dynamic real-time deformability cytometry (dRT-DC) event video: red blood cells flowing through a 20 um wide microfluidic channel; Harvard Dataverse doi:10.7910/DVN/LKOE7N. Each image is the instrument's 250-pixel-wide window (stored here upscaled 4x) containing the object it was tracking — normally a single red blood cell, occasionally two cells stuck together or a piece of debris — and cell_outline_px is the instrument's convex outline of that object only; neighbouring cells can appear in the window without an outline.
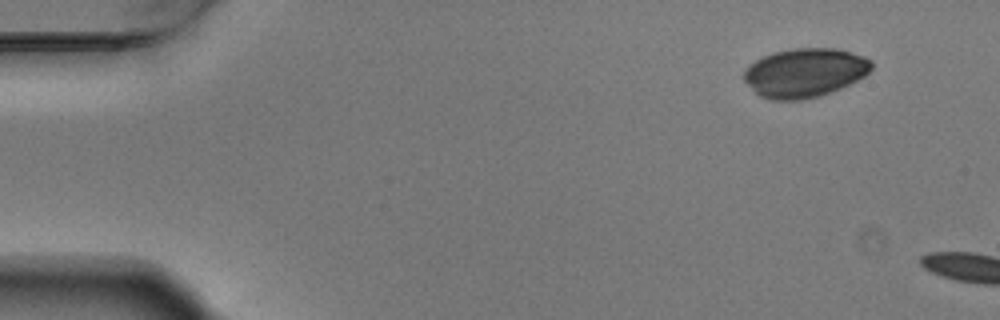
{"species": "Egyptian fruit bat (a non-hibernating species)", "species_latin": "Rousettus aegyptiacus", "temperature_condition": "warm", "stored_images_in_passage": 2, "camera_frame_rate_fps": 3000, "um_per_image_px": 0.085, "animal": {"sex": "male"}, "frame": {"image": 1, "passage_image": 1, "time_ms": 0.0, "image_size_px": [1000, 320], "cell_outline_px": [[872, 68], [864, 76], [840, 88], [820, 96], [800, 100], [772, 100], [760, 96], [744, 80], [744, 72], [756, 60], [772, 52], [792, 48], [836, 48], [864, 56], [872, 60]], "centroid_in_image_um": [68.42, 6.17], "position_along_channel_um": 16.6, "area_um2": 36.18}}